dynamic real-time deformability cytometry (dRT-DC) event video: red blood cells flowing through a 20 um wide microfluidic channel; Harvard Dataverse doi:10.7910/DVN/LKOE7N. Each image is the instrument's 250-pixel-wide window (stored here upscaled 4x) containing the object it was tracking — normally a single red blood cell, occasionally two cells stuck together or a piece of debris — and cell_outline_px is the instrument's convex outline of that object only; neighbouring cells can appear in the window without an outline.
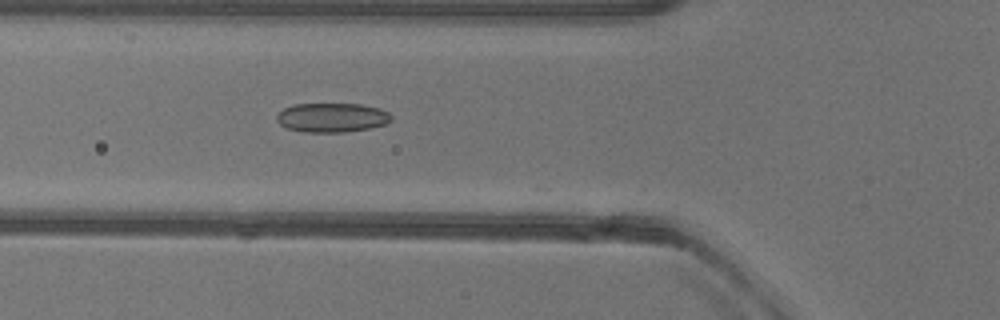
{"species": "common noctule bat (a hibernating species)", "species_latin": "Nyctalus noctula", "temperature_condition": "warm", "stored_images_in_passage": 29, "camera_frame_rate_fps": 3000, "um_per_image_px": 0.085, "animal": {"sex": "female"}, "frame": {"image": 1, "passage_image": 19, "time_ms": 6.0, "image_size_px": [1000, 320], "cell_outline_px": [[392, 120], [384, 124], [372, 128], [344, 132], [304, 132], [288, 128], [280, 124], [276, 120], [276, 116], [284, 108], [292, 104], [360, 104], [380, 108], [388, 112], [392, 116]], "centroid_in_image_um": [28.23, 9.99], "position_along_channel_um": 97.6, "area_um2": 19.59}}
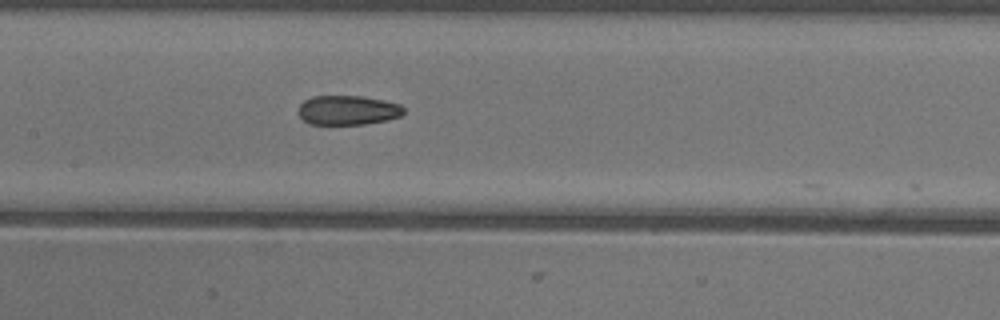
{"frame": {"image": 2, "passage_image": 25, "time_ms": 8.0, "image_size_px": [1000, 320], "cell_outline_px": [[404, 112], [400, 116], [388, 120], [364, 124], [308, 124], [296, 112], [300, 104], [304, 100], [312, 96], [360, 96], [384, 100], [400, 104], [404, 108]], "centroid_in_image_um": [29.54, 9.36], "position_along_channel_um": 177.9, "area_um2": 18.21}}
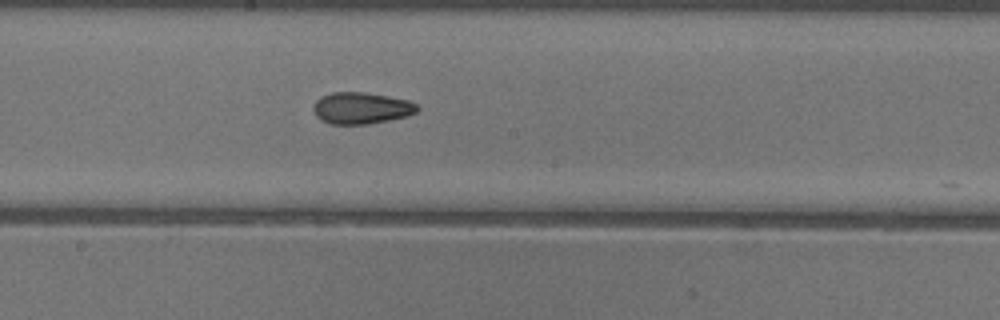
{"frame": {"image": 3, "passage_image": 28, "time_ms": 9.0, "image_size_px": [1000, 320], "cell_outline_px": [[420, 108], [416, 112], [408, 116], [368, 124], [332, 124], [320, 120], [316, 116], [312, 108], [316, 100], [320, 96], [332, 92], [364, 92], [388, 96], [408, 100], [416, 104]], "centroid_in_image_um": [30.69, 9.18], "position_along_channel_um": 217.5, "area_um2": 19.25}}